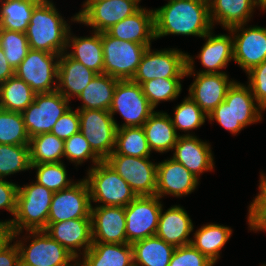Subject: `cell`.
<instances>
[{"instance_id":"14","label":"cell","mask_w":266,"mask_h":266,"mask_svg":"<svg viewBox=\"0 0 266 266\" xmlns=\"http://www.w3.org/2000/svg\"><path fill=\"white\" fill-rule=\"evenodd\" d=\"M59 54L30 49L25 59L15 70V75L28 84L35 93H48L57 90ZM57 57L56 62L53 63ZM51 83H54V88Z\"/></svg>"},{"instance_id":"8","label":"cell","mask_w":266,"mask_h":266,"mask_svg":"<svg viewBox=\"0 0 266 266\" xmlns=\"http://www.w3.org/2000/svg\"><path fill=\"white\" fill-rule=\"evenodd\" d=\"M80 132L85 136L92 151L104 161L115 149L119 125L108 110H78ZM114 148V149H113Z\"/></svg>"},{"instance_id":"25","label":"cell","mask_w":266,"mask_h":266,"mask_svg":"<svg viewBox=\"0 0 266 266\" xmlns=\"http://www.w3.org/2000/svg\"><path fill=\"white\" fill-rule=\"evenodd\" d=\"M83 257V264L79 263L78 266H130L133 250L129 243H92Z\"/></svg>"},{"instance_id":"21","label":"cell","mask_w":266,"mask_h":266,"mask_svg":"<svg viewBox=\"0 0 266 266\" xmlns=\"http://www.w3.org/2000/svg\"><path fill=\"white\" fill-rule=\"evenodd\" d=\"M173 149H175L173 159L197 178L200 173L212 170L214 167L210 145L195 136L190 134L179 136Z\"/></svg>"},{"instance_id":"10","label":"cell","mask_w":266,"mask_h":266,"mask_svg":"<svg viewBox=\"0 0 266 266\" xmlns=\"http://www.w3.org/2000/svg\"><path fill=\"white\" fill-rule=\"evenodd\" d=\"M149 157L110 154L105 161L132 188L137 196H153L156 192L157 164Z\"/></svg>"},{"instance_id":"47","label":"cell","mask_w":266,"mask_h":266,"mask_svg":"<svg viewBox=\"0 0 266 266\" xmlns=\"http://www.w3.org/2000/svg\"><path fill=\"white\" fill-rule=\"evenodd\" d=\"M249 86L255 101L262 110L266 109V60L253 67L249 72Z\"/></svg>"},{"instance_id":"48","label":"cell","mask_w":266,"mask_h":266,"mask_svg":"<svg viewBox=\"0 0 266 266\" xmlns=\"http://www.w3.org/2000/svg\"><path fill=\"white\" fill-rule=\"evenodd\" d=\"M80 131V121L78 109L72 111L71 108L63 114L55 123L51 133L62 140L70 138Z\"/></svg>"},{"instance_id":"54","label":"cell","mask_w":266,"mask_h":266,"mask_svg":"<svg viewBox=\"0 0 266 266\" xmlns=\"http://www.w3.org/2000/svg\"><path fill=\"white\" fill-rule=\"evenodd\" d=\"M10 238L11 231L9 225H6L4 222H0V248Z\"/></svg>"},{"instance_id":"3","label":"cell","mask_w":266,"mask_h":266,"mask_svg":"<svg viewBox=\"0 0 266 266\" xmlns=\"http://www.w3.org/2000/svg\"><path fill=\"white\" fill-rule=\"evenodd\" d=\"M53 192L37 182L18 187L15 218L4 222L9 225L11 238L20 234L22 228L44 230L47 227Z\"/></svg>"},{"instance_id":"53","label":"cell","mask_w":266,"mask_h":266,"mask_svg":"<svg viewBox=\"0 0 266 266\" xmlns=\"http://www.w3.org/2000/svg\"><path fill=\"white\" fill-rule=\"evenodd\" d=\"M259 189L260 193L251 204H266V177L263 174L261 175Z\"/></svg>"},{"instance_id":"13","label":"cell","mask_w":266,"mask_h":266,"mask_svg":"<svg viewBox=\"0 0 266 266\" xmlns=\"http://www.w3.org/2000/svg\"><path fill=\"white\" fill-rule=\"evenodd\" d=\"M159 200L156 195L137 196L124 207L127 243L133 244L156 235L162 208Z\"/></svg>"},{"instance_id":"50","label":"cell","mask_w":266,"mask_h":266,"mask_svg":"<svg viewBox=\"0 0 266 266\" xmlns=\"http://www.w3.org/2000/svg\"><path fill=\"white\" fill-rule=\"evenodd\" d=\"M248 222L251 230H266V204H250Z\"/></svg>"},{"instance_id":"42","label":"cell","mask_w":266,"mask_h":266,"mask_svg":"<svg viewBox=\"0 0 266 266\" xmlns=\"http://www.w3.org/2000/svg\"><path fill=\"white\" fill-rule=\"evenodd\" d=\"M31 168H37V180L53 193L71 187L74 183L67 179V171L62 162L31 164Z\"/></svg>"},{"instance_id":"15","label":"cell","mask_w":266,"mask_h":266,"mask_svg":"<svg viewBox=\"0 0 266 266\" xmlns=\"http://www.w3.org/2000/svg\"><path fill=\"white\" fill-rule=\"evenodd\" d=\"M90 191L86 180L53 193L48 223L77 218H91Z\"/></svg>"},{"instance_id":"6","label":"cell","mask_w":266,"mask_h":266,"mask_svg":"<svg viewBox=\"0 0 266 266\" xmlns=\"http://www.w3.org/2000/svg\"><path fill=\"white\" fill-rule=\"evenodd\" d=\"M104 56V73L119 80L132 79L135 75L142 55L150 45L123 41L101 33Z\"/></svg>"},{"instance_id":"20","label":"cell","mask_w":266,"mask_h":266,"mask_svg":"<svg viewBox=\"0 0 266 266\" xmlns=\"http://www.w3.org/2000/svg\"><path fill=\"white\" fill-rule=\"evenodd\" d=\"M198 184V178L176 160L169 159L157 165L155 195L182 196L191 193Z\"/></svg>"},{"instance_id":"26","label":"cell","mask_w":266,"mask_h":266,"mask_svg":"<svg viewBox=\"0 0 266 266\" xmlns=\"http://www.w3.org/2000/svg\"><path fill=\"white\" fill-rule=\"evenodd\" d=\"M257 0H209L211 22L218 21L224 28L246 24Z\"/></svg>"},{"instance_id":"55","label":"cell","mask_w":266,"mask_h":266,"mask_svg":"<svg viewBox=\"0 0 266 266\" xmlns=\"http://www.w3.org/2000/svg\"><path fill=\"white\" fill-rule=\"evenodd\" d=\"M261 4V8L266 6V0H257Z\"/></svg>"},{"instance_id":"12","label":"cell","mask_w":266,"mask_h":266,"mask_svg":"<svg viewBox=\"0 0 266 266\" xmlns=\"http://www.w3.org/2000/svg\"><path fill=\"white\" fill-rule=\"evenodd\" d=\"M33 241L29 247L16 242L19 250L20 266H72L71 261L77 259L66 248L52 239L44 230H29ZM78 266L76 262L73 266Z\"/></svg>"},{"instance_id":"5","label":"cell","mask_w":266,"mask_h":266,"mask_svg":"<svg viewBox=\"0 0 266 266\" xmlns=\"http://www.w3.org/2000/svg\"><path fill=\"white\" fill-rule=\"evenodd\" d=\"M94 166L85 179L90 200L103 203L101 206L126 207L137 197L128 183L105 160Z\"/></svg>"},{"instance_id":"19","label":"cell","mask_w":266,"mask_h":266,"mask_svg":"<svg viewBox=\"0 0 266 266\" xmlns=\"http://www.w3.org/2000/svg\"><path fill=\"white\" fill-rule=\"evenodd\" d=\"M44 231L72 255L78 258L76 249L84 247V253L92 245L91 218H77L57 223H47Z\"/></svg>"},{"instance_id":"16","label":"cell","mask_w":266,"mask_h":266,"mask_svg":"<svg viewBox=\"0 0 266 266\" xmlns=\"http://www.w3.org/2000/svg\"><path fill=\"white\" fill-rule=\"evenodd\" d=\"M244 24L229 28L230 32L242 31L233 36V60L246 72L266 60V28L250 27ZM243 29V30H241Z\"/></svg>"},{"instance_id":"9","label":"cell","mask_w":266,"mask_h":266,"mask_svg":"<svg viewBox=\"0 0 266 266\" xmlns=\"http://www.w3.org/2000/svg\"><path fill=\"white\" fill-rule=\"evenodd\" d=\"M155 108L143 94L141 85L131 79L118 80L109 112L113 117L119 112L125 123L118 127L143 126L147 119L155 112Z\"/></svg>"},{"instance_id":"56","label":"cell","mask_w":266,"mask_h":266,"mask_svg":"<svg viewBox=\"0 0 266 266\" xmlns=\"http://www.w3.org/2000/svg\"><path fill=\"white\" fill-rule=\"evenodd\" d=\"M130 266H139V265H137V264H135V263H132Z\"/></svg>"},{"instance_id":"11","label":"cell","mask_w":266,"mask_h":266,"mask_svg":"<svg viewBox=\"0 0 266 266\" xmlns=\"http://www.w3.org/2000/svg\"><path fill=\"white\" fill-rule=\"evenodd\" d=\"M138 2L140 0H86L84 9L73 19L92 26L95 32H106L114 24L137 12L141 8Z\"/></svg>"},{"instance_id":"52","label":"cell","mask_w":266,"mask_h":266,"mask_svg":"<svg viewBox=\"0 0 266 266\" xmlns=\"http://www.w3.org/2000/svg\"><path fill=\"white\" fill-rule=\"evenodd\" d=\"M15 75V70L9 65L3 49L0 47V84Z\"/></svg>"},{"instance_id":"32","label":"cell","mask_w":266,"mask_h":266,"mask_svg":"<svg viewBox=\"0 0 266 266\" xmlns=\"http://www.w3.org/2000/svg\"><path fill=\"white\" fill-rule=\"evenodd\" d=\"M232 230L218 224H207L196 231L191 245L204 254L211 262L216 263L219 251L226 244Z\"/></svg>"},{"instance_id":"33","label":"cell","mask_w":266,"mask_h":266,"mask_svg":"<svg viewBox=\"0 0 266 266\" xmlns=\"http://www.w3.org/2000/svg\"><path fill=\"white\" fill-rule=\"evenodd\" d=\"M0 29L26 32L34 8L42 0H2Z\"/></svg>"},{"instance_id":"45","label":"cell","mask_w":266,"mask_h":266,"mask_svg":"<svg viewBox=\"0 0 266 266\" xmlns=\"http://www.w3.org/2000/svg\"><path fill=\"white\" fill-rule=\"evenodd\" d=\"M204 254L200 253L191 244L176 247L169 266H213Z\"/></svg>"},{"instance_id":"36","label":"cell","mask_w":266,"mask_h":266,"mask_svg":"<svg viewBox=\"0 0 266 266\" xmlns=\"http://www.w3.org/2000/svg\"><path fill=\"white\" fill-rule=\"evenodd\" d=\"M30 164L61 162L64 156V140L51 132L41 133L30 138Z\"/></svg>"},{"instance_id":"30","label":"cell","mask_w":266,"mask_h":266,"mask_svg":"<svg viewBox=\"0 0 266 266\" xmlns=\"http://www.w3.org/2000/svg\"><path fill=\"white\" fill-rule=\"evenodd\" d=\"M119 79L105 73L97 74L78 96L83 106L78 110H108L113 101L116 84Z\"/></svg>"},{"instance_id":"41","label":"cell","mask_w":266,"mask_h":266,"mask_svg":"<svg viewBox=\"0 0 266 266\" xmlns=\"http://www.w3.org/2000/svg\"><path fill=\"white\" fill-rule=\"evenodd\" d=\"M181 78H158L141 84L143 94L155 108L160 101L173 100L181 92Z\"/></svg>"},{"instance_id":"39","label":"cell","mask_w":266,"mask_h":266,"mask_svg":"<svg viewBox=\"0 0 266 266\" xmlns=\"http://www.w3.org/2000/svg\"><path fill=\"white\" fill-rule=\"evenodd\" d=\"M0 47L3 49L9 65L16 70L30 50L25 33L0 29Z\"/></svg>"},{"instance_id":"7","label":"cell","mask_w":266,"mask_h":266,"mask_svg":"<svg viewBox=\"0 0 266 266\" xmlns=\"http://www.w3.org/2000/svg\"><path fill=\"white\" fill-rule=\"evenodd\" d=\"M58 90L48 93H36L34 101L21 113L29 137L49 133L57 120L70 106Z\"/></svg>"},{"instance_id":"22","label":"cell","mask_w":266,"mask_h":266,"mask_svg":"<svg viewBox=\"0 0 266 266\" xmlns=\"http://www.w3.org/2000/svg\"><path fill=\"white\" fill-rule=\"evenodd\" d=\"M110 36L129 42L151 45L154 35V12L140 8L133 15L124 18L106 31Z\"/></svg>"},{"instance_id":"31","label":"cell","mask_w":266,"mask_h":266,"mask_svg":"<svg viewBox=\"0 0 266 266\" xmlns=\"http://www.w3.org/2000/svg\"><path fill=\"white\" fill-rule=\"evenodd\" d=\"M71 37L68 34L67 46L69 42L72 41L74 51L67 55L76 60L77 62L82 63L86 68H89L96 72L97 74L104 73V56L103 48L101 41V33L95 32L91 37ZM71 40V41H70Z\"/></svg>"},{"instance_id":"40","label":"cell","mask_w":266,"mask_h":266,"mask_svg":"<svg viewBox=\"0 0 266 266\" xmlns=\"http://www.w3.org/2000/svg\"><path fill=\"white\" fill-rule=\"evenodd\" d=\"M30 168L29 146L0 144V178Z\"/></svg>"},{"instance_id":"35","label":"cell","mask_w":266,"mask_h":266,"mask_svg":"<svg viewBox=\"0 0 266 266\" xmlns=\"http://www.w3.org/2000/svg\"><path fill=\"white\" fill-rule=\"evenodd\" d=\"M225 99H234L235 119L243 127L262 120L259 111L262 108L259 106L256 107L254 103L255 97L249 85L245 87L243 84L233 82L227 90Z\"/></svg>"},{"instance_id":"4","label":"cell","mask_w":266,"mask_h":266,"mask_svg":"<svg viewBox=\"0 0 266 266\" xmlns=\"http://www.w3.org/2000/svg\"><path fill=\"white\" fill-rule=\"evenodd\" d=\"M147 47L141 57L133 82L140 85L158 78H183L192 75L193 59L179 50H161L153 53Z\"/></svg>"},{"instance_id":"1","label":"cell","mask_w":266,"mask_h":266,"mask_svg":"<svg viewBox=\"0 0 266 266\" xmlns=\"http://www.w3.org/2000/svg\"><path fill=\"white\" fill-rule=\"evenodd\" d=\"M153 12L155 39L169 34L204 37L213 27L209 0H169Z\"/></svg>"},{"instance_id":"49","label":"cell","mask_w":266,"mask_h":266,"mask_svg":"<svg viewBox=\"0 0 266 266\" xmlns=\"http://www.w3.org/2000/svg\"><path fill=\"white\" fill-rule=\"evenodd\" d=\"M18 187L0 178V208H5L14 216L17 209Z\"/></svg>"},{"instance_id":"23","label":"cell","mask_w":266,"mask_h":266,"mask_svg":"<svg viewBox=\"0 0 266 266\" xmlns=\"http://www.w3.org/2000/svg\"><path fill=\"white\" fill-rule=\"evenodd\" d=\"M62 53L58 60L59 84L57 90L68 100L72 96H79L88 86L91 80L97 75L93 70L86 68L82 63ZM66 88V89H64Z\"/></svg>"},{"instance_id":"38","label":"cell","mask_w":266,"mask_h":266,"mask_svg":"<svg viewBox=\"0 0 266 266\" xmlns=\"http://www.w3.org/2000/svg\"><path fill=\"white\" fill-rule=\"evenodd\" d=\"M29 142L22 114L0 108V144L29 146Z\"/></svg>"},{"instance_id":"29","label":"cell","mask_w":266,"mask_h":266,"mask_svg":"<svg viewBox=\"0 0 266 266\" xmlns=\"http://www.w3.org/2000/svg\"><path fill=\"white\" fill-rule=\"evenodd\" d=\"M133 263L139 266H169L175 246L155 236L131 244Z\"/></svg>"},{"instance_id":"27","label":"cell","mask_w":266,"mask_h":266,"mask_svg":"<svg viewBox=\"0 0 266 266\" xmlns=\"http://www.w3.org/2000/svg\"><path fill=\"white\" fill-rule=\"evenodd\" d=\"M150 150L166 152L173 149L179 135L167 113L154 112L142 126Z\"/></svg>"},{"instance_id":"2","label":"cell","mask_w":266,"mask_h":266,"mask_svg":"<svg viewBox=\"0 0 266 266\" xmlns=\"http://www.w3.org/2000/svg\"><path fill=\"white\" fill-rule=\"evenodd\" d=\"M67 26L53 3L42 0L34 8L25 32L30 49L61 55L67 49Z\"/></svg>"},{"instance_id":"43","label":"cell","mask_w":266,"mask_h":266,"mask_svg":"<svg viewBox=\"0 0 266 266\" xmlns=\"http://www.w3.org/2000/svg\"><path fill=\"white\" fill-rule=\"evenodd\" d=\"M171 122L176 129L188 131L200 127L208 117L205 112L190 98H186L175 109Z\"/></svg>"},{"instance_id":"46","label":"cell","mask_w":266,"mask_h":266,"mask_svg":"<svg viewBox=\"0 0 266 266\" xmlns=\"http://www.w3.org/2000/svg\"><path fill=\"white\" fill-rule=\"evenodd\" d=\"M212 120H216L221 126L237 134L244 127L235 119L234 99H225L217 106L208 116Z\"/></svg>"},{"instance_id":"37","label":"cell","mask_w":266,"mask_h":266,"mask_svg":"<svg viewBox=\"0 0 266 266\" xmlns=\"http://www.w3.org/2000/svg\"><path fill=\"white\" fill-rule=\"evenodd\" d=\"M115 146L111 154L149 157L151 152L142 126L118 128Z\"/></svg>"},{"instance_id":"24","label":"cell","mask_w":266,"mask_h":266,"mask_svg":"<svg viewBox=\"0 0 266 266\" xmlns=\"http://www.w3.org/2000/svg\"><path fill=\"white\" fill-rule=\"evenodd\" d=\"M162 210L156 236L175 247L189 245L191 240L188 236L193 230V223L187 212L180 206H173L164 214Z\"/></svg>"},{"instance_id":"18","label":"cell","mask_w":266,"mask_h":266,"mask_svg":"<svg viewBox=\"0 0 266 266\" xmlns=\"http://www.w3.org/2000/svg\"><path fill=\"white\" fill-rule=\"evenodd\" d=\"M233 82H229L224 72L198 73L189 88V97L209 116L225 100L227 90Z\"/></svg>"},{"instance_id":"44","label":"cell","mask_w":266,"mask_h":266,"mask_svg":"<svg viewBox=\"0 0 266 266\" xmlns=\"http://www.w3.org/2000/svg\"><path fill=\"white\" fill-rule=\"evenodd\" d=\"M64 156L77 164L89 158H92L95 165L102 161L92 151L88 141L80 131L64 141Z\"/></svg>"},{"instance_id":"34","label":"cell","mask_w":266,"mask_h":266,"mask_svg":"<svg viewBox=\"0 0 266 266\" xmlns=\"http://www.w3.org/2000/svg\"><path fill=\"white\" fill-rule=\"evenodd\" d=\"M35 94L28 84L13 75L0 84V108L22 113L34 101Z\"/></svg>"},{"instance_id":"17","label":"cell","mask_w":266,"mask_h":266,"mask_svg":"<svg viewBox=\"0 0 266 266\" xmlns=\"http://www.w3.org/2000/svg\"><path fill=\"white\" fill-rule=\"evenodd\" d=\"M90 216L93 243H127L124 207L91 206Z\"/></svg>"},{"instance_id":"51","label":"cell","mask_w":266,"mask_h":266,"mask_svg":"<svg viewBox=\"0 0 266 266\" xmlns=\"http://www.w3.org/2000/svg\"><path fill=\"white\" fill-rule=\"evenodd\" d=\"M12 240L8 239L0 248V266H20L19 250L16 243L10 245Z\"/></svg>"},{"instance_id":"28","label":"cell","mask_w":266,"mask_h":266,"mask_svg":"<svg viewBox=\"0 0 266 266\" xmlns=\"http://www.w3.org/2000/svg\"><path fill=\"white\" fill-rule=\"evenodd\" d=\"M211 31L208 32L203 38H208L204 44L199 59L207 70L199 73H222L218 72V69L225 68L231 59H233V40L230 36L226 35H211Z\"/></svg>"}]
</instances>
